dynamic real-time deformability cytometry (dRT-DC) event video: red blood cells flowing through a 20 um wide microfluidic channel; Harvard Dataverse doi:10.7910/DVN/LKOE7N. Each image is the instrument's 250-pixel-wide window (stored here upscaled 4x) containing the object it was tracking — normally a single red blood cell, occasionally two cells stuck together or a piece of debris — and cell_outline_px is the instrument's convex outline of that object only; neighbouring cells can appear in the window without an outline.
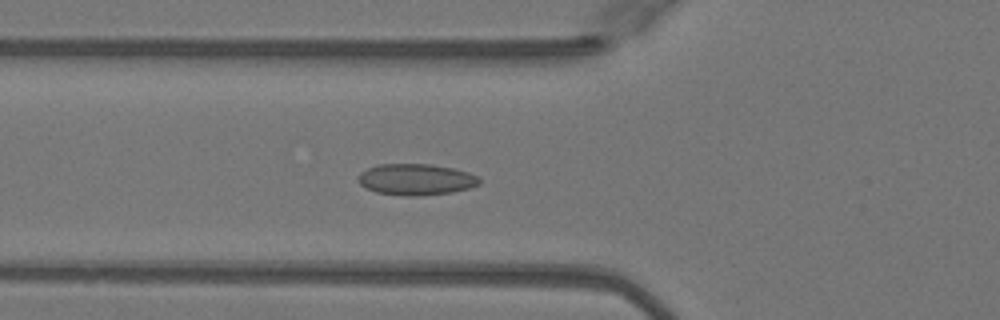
{"species": "Egyptian fruit bat (a non-hibernating species)", "species_latin": "Rousettus aegyptiacus", "temperature_condition": "warm", "stored_images_in_passage": 50, "camera_frame_rate_fps": 3000, "um_per_image_px": 0.085, "animal": {"sex": "female"}, "frame": {"image": 1, "passage_image": 18, "time_ms": 5.667, "image_size_px": [1000, 320], "cell_outline_px": [[480, 184], [468, 188], [452, 192], [416, 196], [404, 196], [376, 192], [364, 188], [360, 184], [356, 176], [360, 172], [376, 164], [432, 164], [452, 168], [468, 172], [480, 176]], "centroid_in_image_um": [35.33, 15.25], "position_along_channel_um": 90.5, "area_um2": 22.31}}
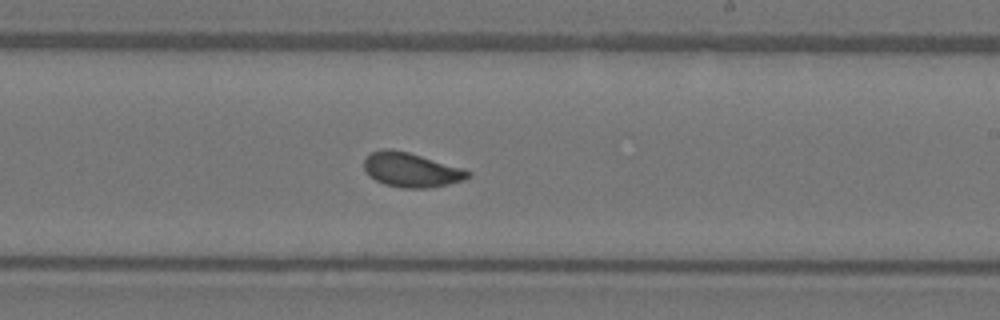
{"frame": {"image": 2, "passage_image": 30, "time_ms": 9.667, "image_size_px": [1000, 320], "cell_outline_px": [[472, 176], [464, 180], [448, 184], [428, 188], [400, 188], [384, 184], [376, 180], [364, 168], [364, 160], [372, 152], [384, 148], [392, 148], [408, 152], [464, 168], [472, 172]], "centroid_in_image_um": [35.0, 14.44], "position_along_channel_um": 254.0, "area_um2": 20.87}}
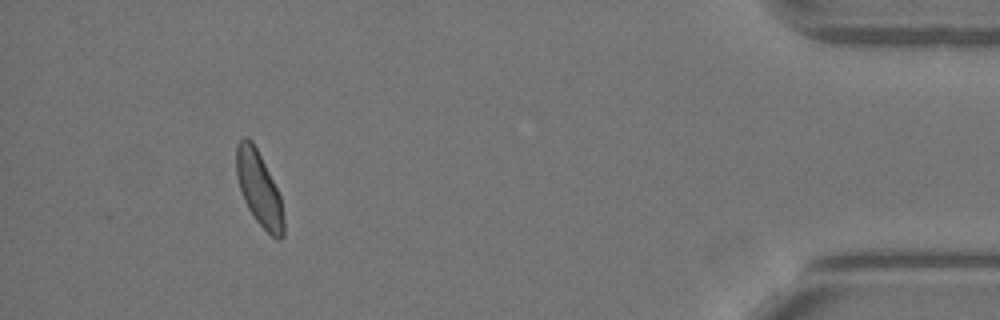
{"frame": {"image": 3, "passage_image": 46, "time_ms": 15.0, "image_size_px": [1000, 320], "cell_outline_px": [[284, 236], [280, 240], [276, 240], [256, 220], [248, 208], [244, 200], [236, 176], [236, 144], [244, 136], [248, 136], [252, 140], [280, 196], [284, 220]], "centroid_in_image_um": [22.0, 16.04], "position_along_channel_um": 413.2, "area_um2": 20.17}, "authors_computed_cell_mechanics": {"area_um2": 20.808, "velocity_mm_per_s": 4.0814, "shape_relaxation_time_tau1_ms": 5.7124, "shape_relaxation_time_tau2_ms": 0.8753, "deformation_change_tau1": 0.1219, "deformation_change_tau2": 0.0653}}